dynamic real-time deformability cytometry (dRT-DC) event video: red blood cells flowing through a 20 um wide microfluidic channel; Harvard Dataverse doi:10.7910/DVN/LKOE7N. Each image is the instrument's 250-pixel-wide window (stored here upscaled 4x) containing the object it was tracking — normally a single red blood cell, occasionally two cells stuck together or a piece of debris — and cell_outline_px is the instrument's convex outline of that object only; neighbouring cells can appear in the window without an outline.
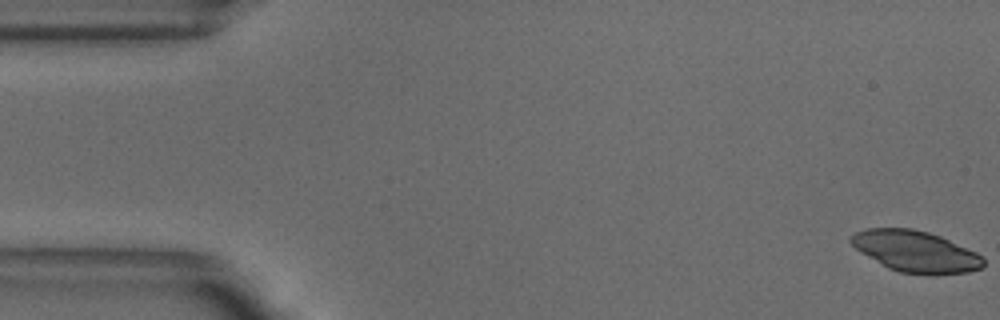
{"species": "common noctule bat (a hibernating species)", "species_latin": "Nyctalus noctula", "temperature_condition": "warm", "stored_images_in_passage": 53, "camera_frame_rate_fps": 3000, "um_per_image_px": 0.085, "animal": {"sex": "male", "body_mass_g": 18.8}, "frame": {"image": 1, "passage_image": 1, "time_ms": 0.0, "image_size_px": [1000, 320], "cell_outline_px": [[984, 264], [980, 268], [968, 272], [936, 276], [932, 276], [900, 272], [888, 268], [860, 252], [848, 240], [848, 236], [856, 232], [868, 228], [912, 228], [928, 232], [940, 236], [976, 252], [984, 256]], "centroid_in_image_um": [77.83, 21.39], "position_along_channel_um": 7.2, "area_um2": 32.14}}